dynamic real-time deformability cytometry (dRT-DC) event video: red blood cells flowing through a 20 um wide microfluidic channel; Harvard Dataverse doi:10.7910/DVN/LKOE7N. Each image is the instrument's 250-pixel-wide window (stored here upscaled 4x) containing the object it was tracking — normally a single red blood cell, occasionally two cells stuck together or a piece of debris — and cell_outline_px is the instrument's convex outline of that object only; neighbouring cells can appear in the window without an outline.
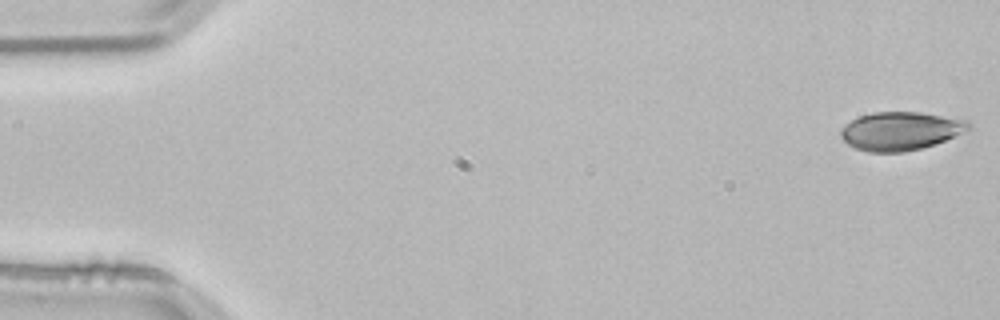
{"species": "common noctule bat (a hibernating species)", "species_latin": "Nyctalus noctula", "temperature_condition": "room temperature", "stored_images_in_passage": 52, "camera_frame_rate_fps": 3000, "um_per_image_px": 0.085, "animal": {"sex": "male", "body_mass_g": 21.5, "forearm_length_mm": 52.0}, "frame": {"image": 1, "passage_image": 1, "time_ms": 0.0, "image_size_px": [1000, 320], "cell_outline_px": [[972, 128], [968, 132], [920, 148], [904, 152], [868, 152], [852, 148], [840, 136], [840, 128], [844, 124], [860, 116], [872, 112], [920, 112], [968, 120], [972, 124]], "centroid_in_image_um": [76.55, 11.13], "position_along_channel_um": 8.5, "area_um2": 28.84}}
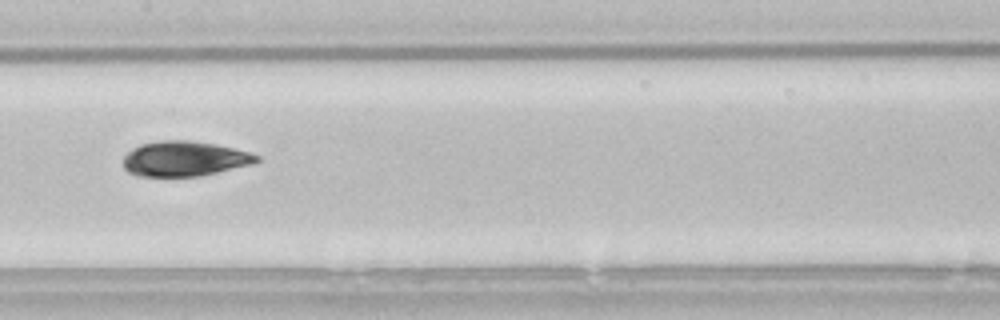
{"frame": {"image": 2, "passage_image": 26, "time_ms": 8.333, "image_size_px": [1000, 320], "cell_outline_px": [[260, 160], [252, 164], [200, 176], [136, 176], [128, 172], [124, 168], [124, 156], [132, 148], [140, 144], [160, 140], [188, 140], [216, 144], [248, 152], [260, 156]], "centroid_in_image_um": [15.66, 13.49], "position_along_channel_um": 191.7, "area_um2": 27.22}}
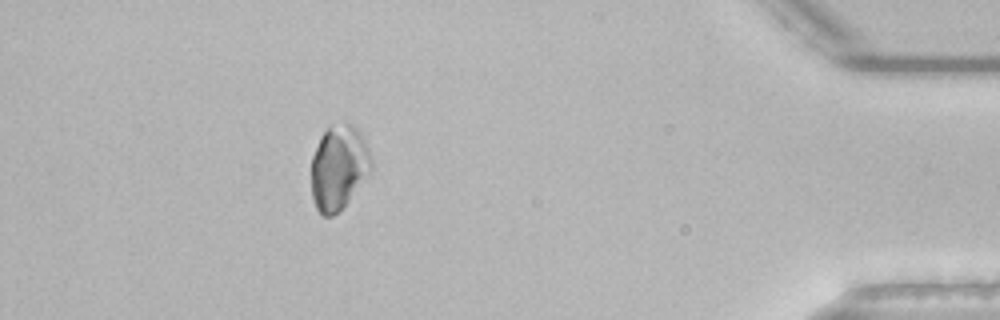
{"frame": {"image": 3, "passage_image": 47, "time_ms": 15.333, "image_size_px": [1000, 320], "cell_outline_px": [[372, 168], [348, 200], [332, 216], [324, 216], [316, 208], [312, 200], [312, 156], [320, 136], [332, 124], [344, 120], [348, 120], [360, 132], [368, 148], [372, 160]], "centroid_in_image_um": [28.78, 14.16], "position_along_channel_um": 406.4, "area_um2": 29.36}, "authors_computed_cell_mechanics": {"area_um2": 27.9463, "velocity_mm_per_s": 3.8381, "shape_relaxation_time_tau1_ms": 4.0295, "shape_relaxation_time_tau2_ms": 3.9468, "deformation_change_tau1": 0.0909, "deformation_change_tau2": 0.0666}}